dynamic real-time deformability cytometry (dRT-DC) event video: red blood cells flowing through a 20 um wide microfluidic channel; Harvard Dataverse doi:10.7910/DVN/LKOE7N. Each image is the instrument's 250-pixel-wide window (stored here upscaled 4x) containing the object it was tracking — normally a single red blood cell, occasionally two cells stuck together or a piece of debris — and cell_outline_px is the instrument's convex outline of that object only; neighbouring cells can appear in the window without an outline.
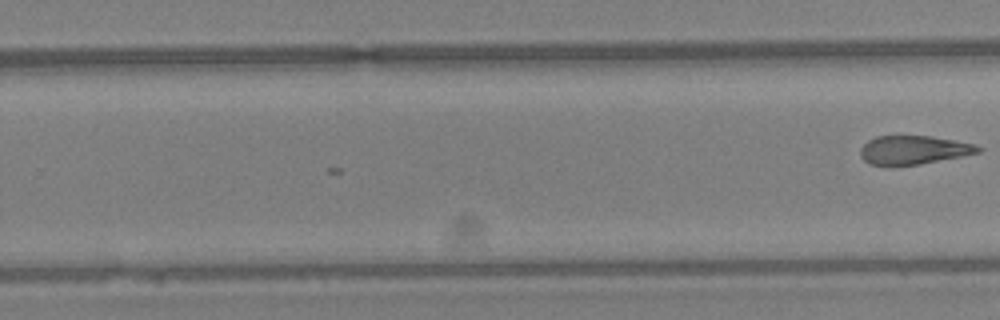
{"species": "Egyptian fruit bat (a non-hibernating species)", "species_latin": "Rousettus aegyptiacus", "temperature_condition": "warm", "stored_images_in_passage": 23, "camera_frame_rate_fps": 3000, "um_per_image_px": 0.085, "animal": {"sex": "female"}, "frame": {"image": 1, "passage_image": 23, "time_ms": 7.333, "image_size_px": [1000, 320], "cell_outline_px": [[980, 152], [964, 156], [920, 164], [892, 168], [868, 164], [860, 156], [860, 148], [868, 140], [876, 136], [932, 136], [956, 140], [972, 144], [980, 148]], "centroid_in_image_um": [77.58, 12.78], "position_along_channel_um": 252.2, "area_um2": 20.17}}